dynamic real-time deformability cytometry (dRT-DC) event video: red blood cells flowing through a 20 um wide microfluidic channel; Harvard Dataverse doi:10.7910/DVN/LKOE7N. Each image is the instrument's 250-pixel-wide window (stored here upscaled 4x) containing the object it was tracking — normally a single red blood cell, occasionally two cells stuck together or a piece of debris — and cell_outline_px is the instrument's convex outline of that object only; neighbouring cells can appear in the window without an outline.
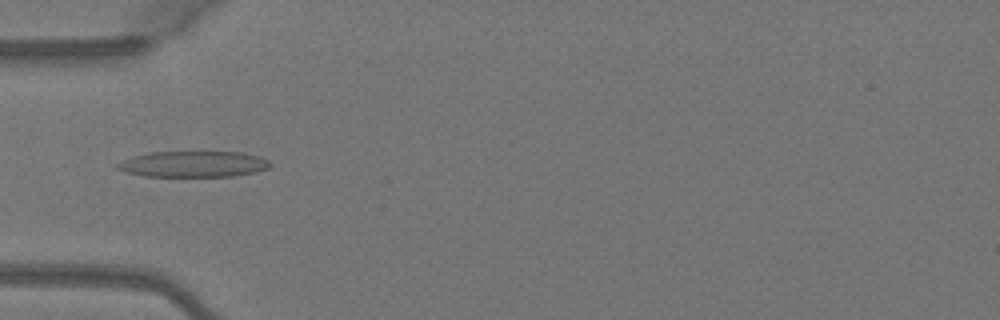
{"species": "Egyptian fruit bat (a non-hibernating species)", "species_latin": "Rousettus aegyptiacus", "temperature_condition": "warm", "stored_images_in_passage": 49, "camera_frame_rate_fps": 3000, "um_per_image_px": 0.085, "animal": {"sex": "female"}, "frame": {"image": 1, "passage_image": 16, "time_ms": 5.0, "image_size_px": [1000, 320], "cell_outline_px": [[272, 164], [268, 168], [256, 172], [232, 176], [144, 176], [128, 172], [116, 168], [116, 164], [132, 156], [152, 152], [244, 152], [260, 156], [268, 160]], "centroid_in_image_um": [16.48, 13.94], "position_along_channel_um": 68.5, "area_um2": 23.06}}
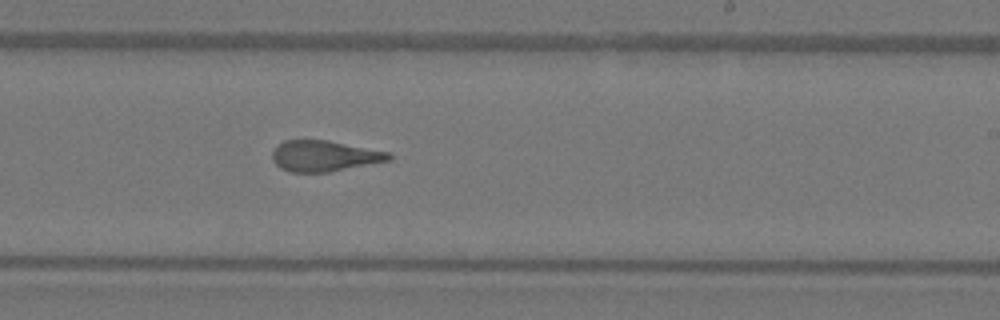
{"frame": {"image": 2, "passage_image": 30, "time_ms": 9.667, "image_size_px": [1000, 320], "cell_outline_px": [[392, 160], [328, 172], [288, 172], [280, 168], [272, 160], [272, 152], [284, 140], [328, 140], [388, 152], [392, 156]], "centroid_in_image_um": [27.55, 13.26], "position_along_channel_um": 261.4, "area_um2": 20.87}}
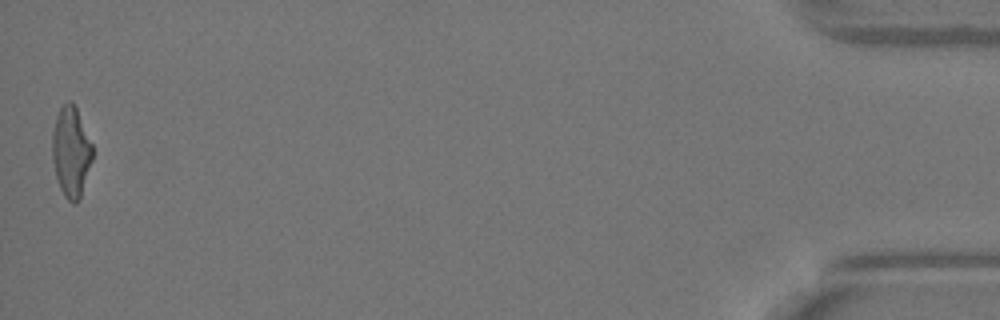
{"frame": {"image": 3, "passage_image": 49, "time_ms": 16.0, "image_size_px": [1000, 320], "cell_outline_px": [[92, 160], [80, 196], [76, 204], [72, 204], [64, 196], [60, 188], [56, 176], [52, 160], [52, 132], [56, 116], [60, 108], [68, 100], [72, 100], [76, 108], [92, 144]], "centroid_in_image_um": [6.02, 12.9], "position_along_channel_um": 429.2, "area_um2": 21.04}, "authors_computed_cell_mechanics": {"area_um2": 21.7328, "velocity_mm_per_s": 4.1183, "shape_relaxation_time_tau1_ms": 7.7227, "shape_relaxation_time_tau2_ms": 1.4543, "deformation_change_tau1": 0.264, "deformation_change_tau2": 0.1125}}